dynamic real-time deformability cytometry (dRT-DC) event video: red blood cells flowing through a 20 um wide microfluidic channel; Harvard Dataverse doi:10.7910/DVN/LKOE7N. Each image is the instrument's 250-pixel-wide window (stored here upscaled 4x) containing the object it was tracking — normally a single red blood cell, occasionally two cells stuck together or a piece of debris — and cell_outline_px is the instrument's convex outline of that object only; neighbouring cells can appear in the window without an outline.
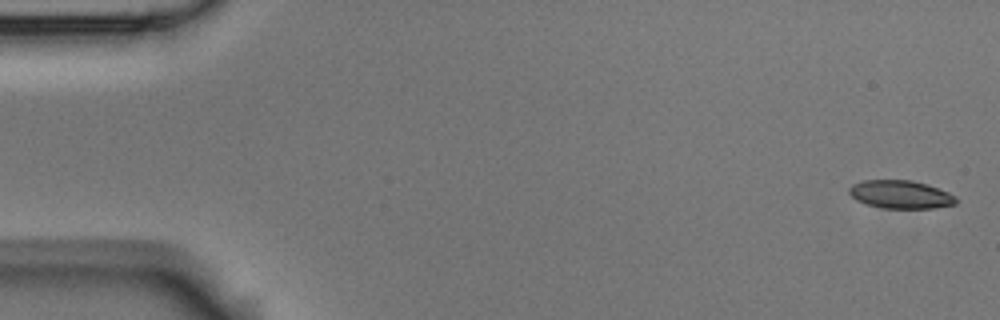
{"species": "Egyptian fruit bat (a non-hibernating species)", "species_latin": "Rousettus aegyptiacus", "temperature_condition": "room temperature", "stored_images_in_passage": 4, "camera_frame_rate_fps": 3000, "um_per_image_px": 0.085, "animal": {"sex": "male"}, "frame": {"image": 1, "passage_image": 1, "time_ms": 0.0, "image_size_px": [1000, 320], "cell_outline_px": [[960, 200], [956, 204], [932, 208], [884, 208], [868, 204], [856, 200], [848, 192], [848, 188], [852, 184], [864, 180], [912, 180], [928, 184], [948, 192], [956, 196]], "centroid_in_image_um": [76.58, 16.52], "position_along_channel_um": 8.4, "area_um2": 17.63}}
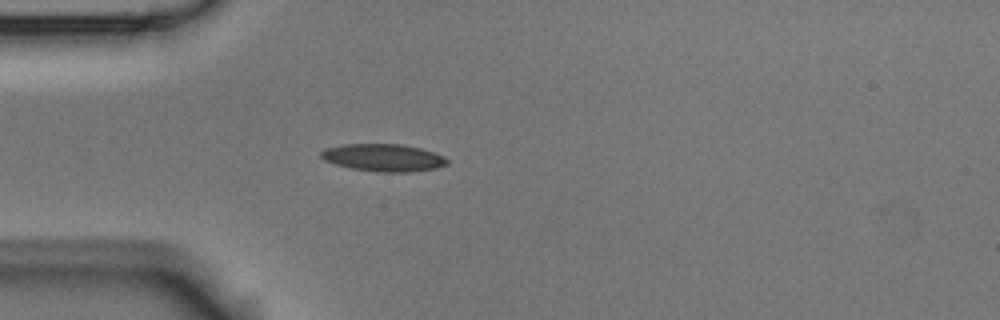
{"frame": {"image": 2, "passage_image": 4, "time_ms": 1.0, "image_size_px": [1000, 320], "cell_outline_px": [[448, 164], [436, 168], [408, 172], [384, 172], [352, 168], [336, 164], [324, 160], [320, 156], [320, 152], [324, 148], [344, 144], [400, 144], [420, 148], [444, 156], [448, 160]], "centroid_in_image_um": [32.58, 13.39], "position_along_channel_um": 52.4, "area_um2": 20.0}}